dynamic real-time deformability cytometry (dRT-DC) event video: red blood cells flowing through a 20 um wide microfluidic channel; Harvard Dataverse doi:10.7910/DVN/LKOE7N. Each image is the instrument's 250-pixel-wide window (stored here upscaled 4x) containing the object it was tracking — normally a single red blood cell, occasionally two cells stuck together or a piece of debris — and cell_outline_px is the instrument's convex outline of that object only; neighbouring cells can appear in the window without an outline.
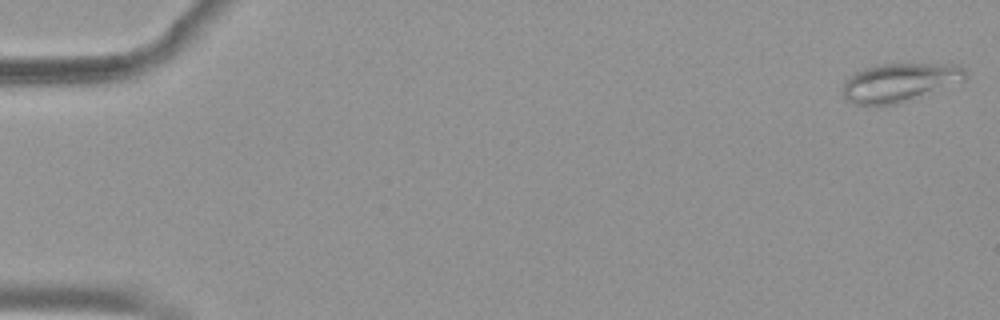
{"species": "common noctule bat (a hibernating species)", "species_latin": "Nyctalus noctula", "temperature_condition": "warm", "stored_images_in_passage": 54, "camera_frame_rate_fps": 3000, "um_per_image_px": 0.085, "animal": {"sex": "female", "body_mass_g": 19.9}, "frame": {"image": 1, "passage_image": 1, "time_ms": 0.0, "image_size_px": [1000, 320], "cell_outline_px": [[968, 76], [964, 80], [900, 104], [880, 108], [856, 104], [844, 100], [840, 88], [844, 80], [856, 72], [864, 68], [876, 64], [956, 64], [964, 68]], "centroid_in_image_um": [76.37, 7.05], "position_along_channel_um": 8.6, "area_um2": 28.38}}
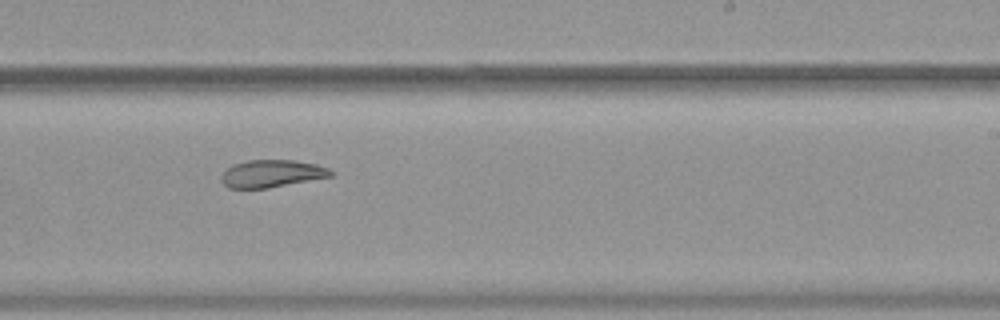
{"frame": {"image": 2, "passage_image": 34, "time_ms": 11.0, "image_size_px": [1000, 320], "cell_outline_px": [[336, 172], [332, 176], [264, 188], [228, 188], [220, 180], [220, 176], [232, 164], [248, 160], [292, 160], [316, 164], [328, 168]], "centroid_in_image_um": [23.08, 14.74], "position_along_channel_um": 265.9, "area_um2": 17.34}}
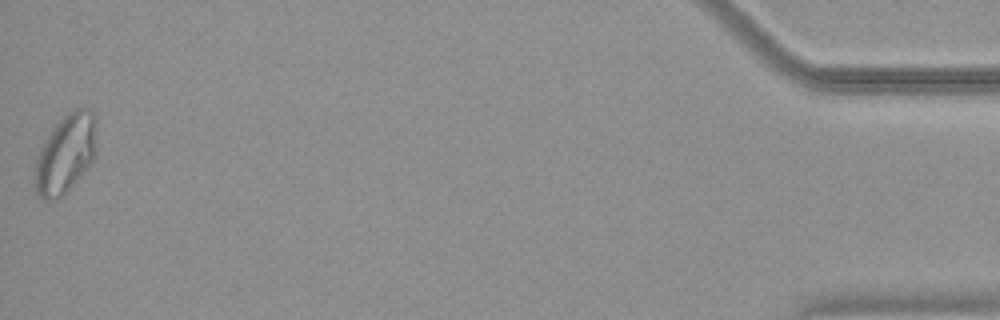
{"frame": {"image": 3, "passage_image": 54, "time_ms": 17.667, "image_size_px": [1000, 320], "cell_outline_px": [[96, 152], [92, 160], [68, 188], [56, 200], [44, 200], [36, 192], [36, 160], [40, 148], [52, 128], [68, 112], [76, 108], [92, 108], [96, 120]], "centroid_in_image_um": [5.6, 13.0], "position_along_channel_um": 429.6, "area_um2": 27.74}, "authors_computed_cell_mechanics": {"area_um2": 24.1315, "velocity_mm_per_s": 3.7769, "shape_relaxation_time_tau1_ms": null, "shape_relaxation_time_tau2_ms": 3.6114, "deformation_change_tau1": null, "deformation_change_tau2": 0.0888}}